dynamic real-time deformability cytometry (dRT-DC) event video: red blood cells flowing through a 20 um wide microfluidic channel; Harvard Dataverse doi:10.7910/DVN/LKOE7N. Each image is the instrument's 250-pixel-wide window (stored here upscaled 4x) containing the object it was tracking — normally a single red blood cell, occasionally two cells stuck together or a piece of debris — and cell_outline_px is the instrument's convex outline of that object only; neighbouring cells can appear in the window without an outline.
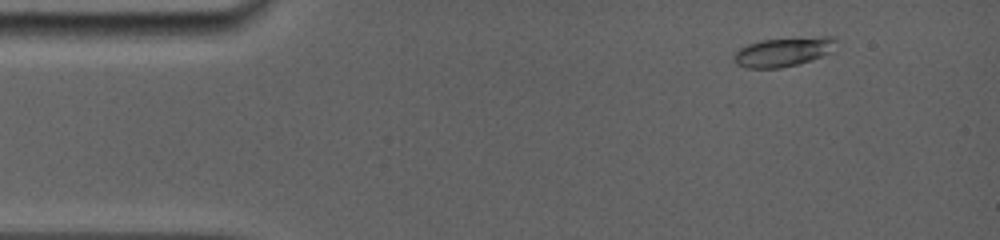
{"species": "common noctule bat (a hibernating species)", "species_latin": "Nyctalus noctula", "temperature_condition": "room temperature", "stored_images_in_passage": 45, "camera_frame_rate_fps": 5000, "um_per_image_px": 0.085, "animal": {"sex": "female", "body_mass_g": 19.0, "forearm_length_mm": 56.7}, "frame": {"image": 1, "passage_image": 8, "time_ms": 1.6, "image_size_px": [1000, 240], "cell_outline_px": [[836, 52], [796, 64], [780, 68], [748, 68], [736, 64], [732, 60], [732, 56], [740, 48], [748, 44], [760, 40], [824, 36], [836, 36]], "centroid_in_image_um": [66.63, 4.4], "position_along_channel_um": 18.4, "area_um2": 17.63}}